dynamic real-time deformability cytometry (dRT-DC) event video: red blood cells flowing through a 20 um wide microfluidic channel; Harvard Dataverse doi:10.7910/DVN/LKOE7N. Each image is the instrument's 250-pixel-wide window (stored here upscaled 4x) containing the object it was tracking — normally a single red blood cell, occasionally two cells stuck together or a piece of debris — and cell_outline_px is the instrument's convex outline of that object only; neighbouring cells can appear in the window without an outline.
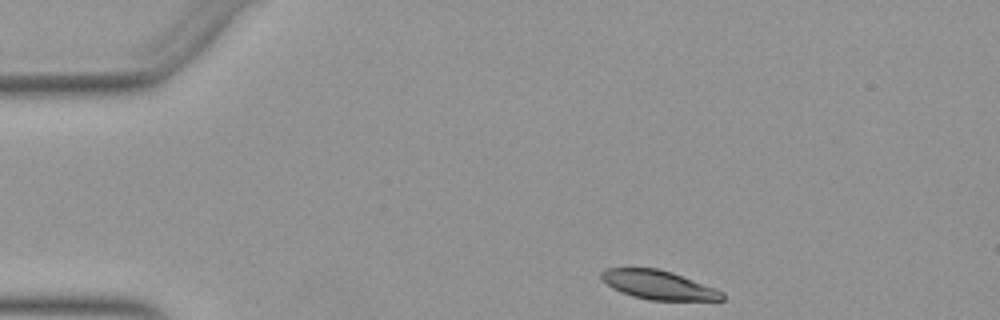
{"species": "Egyptian fruit bat (a non-hibernating species)", "species_latin": "Rousettus aegyptiacus", "temperature_condition": "warm", "stored_images_in_passage": 35, "camera_frame_rate_fps": 3000, "um_per_image_px": 0.085, "animal": {"sex": "female"}, "frame": {"image": 1, "passage_image": 1, "time_ms": 0.0, "image_size_px": [1000, 320], "cell_outline_px": [[724, 300], [648, 300], [632, 296], [620, 292], [612, 288], [600, 280], [600, 272], [608, 268], [656, 268], [672, 272], [716, 288], [724, 292]], "centroid_in_image_um": [55.94, 24.22], "position_along_channel_um": 29.1, "area_um2": 20.52}}
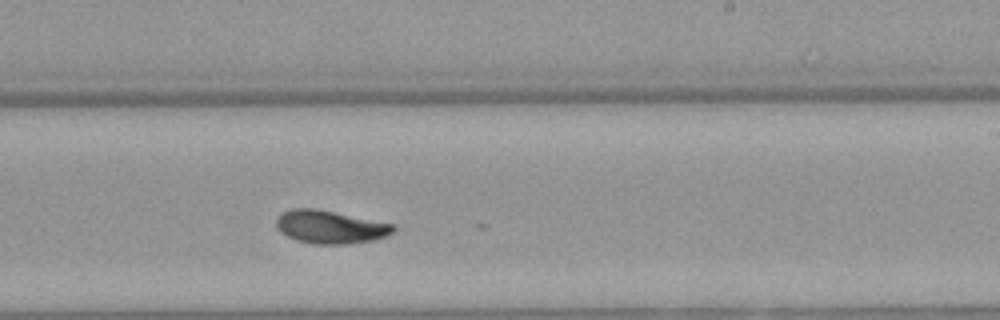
{"frame": {"image": 2, "passage_image": 24, "time_ms": 7.667, "image_size_px": [1000, 320], "cell_outline_px": [[396, 228], [392, 232], [384, 236], [372, 240], [348, 244], [312, 244], [296, 240], [280, 232], [276, 228], [276, 220], [284, 212], [292, 208], [316, 208], [392, 224]], "centroid_in_image_um": [28.02, 19.29], "position_along_channel_um": 261.0, "area_um2": 22.31}}
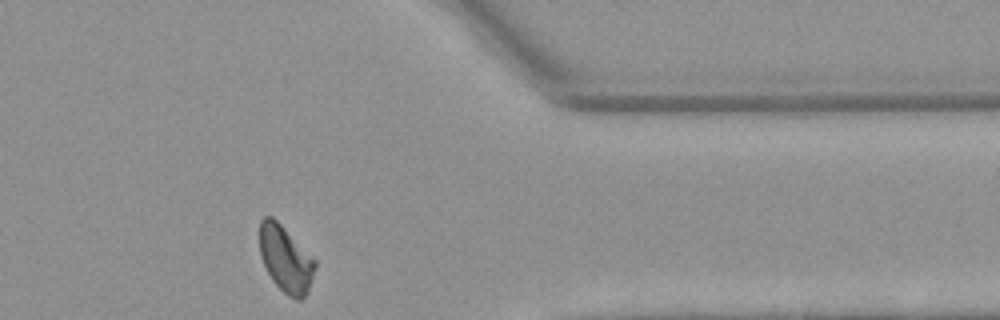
{"frame": {"image": 3, "passage_image": 35, "time_ms": 11.333, "image_size_px": [1000, 320], "cell_outline_px": [[316, 268], [308, 292], [300, 300], [296, 300], [288, 296], [272, 280], [260, 256], [260, 220], [264, 216], [272, 216], [316, 260]], "centroid_in_image_um": [24.29, 22.03], "position_along_channel_um": 387.1, "area_um2": 21.27}, "authors_computed_cell_mechanics": {"area_um2": 22.3686, "velocity_mm_per_s": 3.8776, "shape_relaxation_time_tau1_ms": 3.0399, "shape_relaxation_time_tau2_ms": 3.6372, "deformation_change_tau1": 0.125, "deformation_change_tau2": 0.058}}